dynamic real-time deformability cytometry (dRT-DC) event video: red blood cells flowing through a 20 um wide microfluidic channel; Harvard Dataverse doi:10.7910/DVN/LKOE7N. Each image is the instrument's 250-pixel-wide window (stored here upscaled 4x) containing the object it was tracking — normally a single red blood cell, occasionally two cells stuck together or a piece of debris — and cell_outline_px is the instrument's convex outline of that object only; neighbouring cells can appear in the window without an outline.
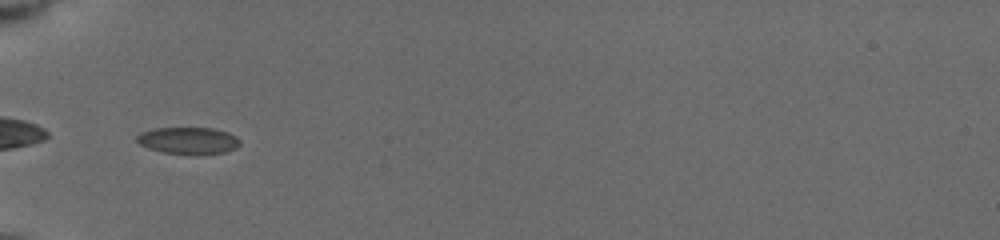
{"species": "common noctule bat (a hibernating species)", "species_latin": "Nyctalus noctula", "temperature_condition": "cold", "stored_images_in_passage": 29, "camera_frame_rate_fps": 3000, "um_per_image_px": 0.085, "animal": {"sex": "female", "body_mass_g": 19.5, "forearm_length_mm": 54.1}, "frame": {"image": 1, "passage_image": 1, "time_ms": 0.0, "image_size_px": [1000, 240], "cell_outline_px": [[240, 144], [236, 148], [224, 152], [164, 152], [148, 148], [140, 144], [136, 140], [136, 136], [144, 132], [156, 128], [212, 128], [228, 132], [236, 136], [240, 140]], "centroid_in_image_um": [16.02, 11.91], "position_along_channel_um": 69.0, "area_um2": 15.43}}
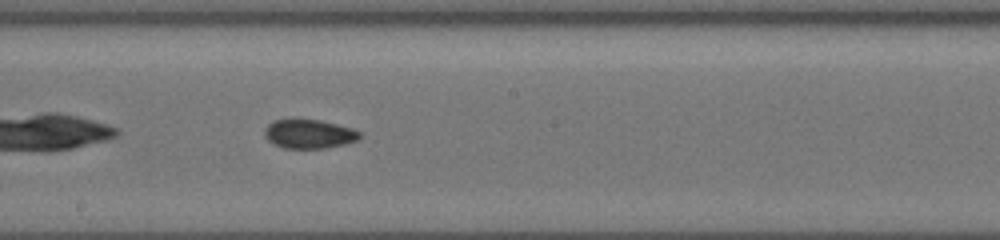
{"frame": {"image": 2, "passage_image": 16, "time_ms": 4.0, "image_size_px": [1000, 240], "cell_outline_px": [[360, 136], [356, 140], [344, 144], [324, 148], [284, 148], [268, 140], [264, 136], [264, 128], [272, 120], [288, 116], [296, 116], [320, 120], [352, 128], [360, 132]], "centroid_in_image_um": [26.18, 11.32], "position_along_channel_um": 222.0, "area_um2": 16.65}}
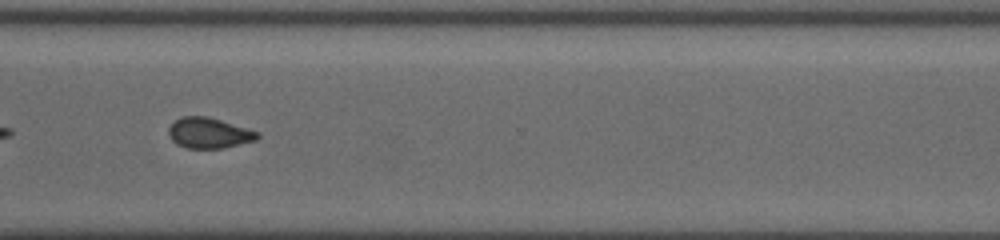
{"frame": {"image": 3, "passage_image": 28, "time_ms": 7.333, "image_size_px": [1000, 240], "cell_outline_px": [[260, 136], [256, 140], [224, 148], [188, 148], [176, 144], [172, 140], [168, 132], [168, 128], [176, 120], [184, 116], [208, 116], [260, 132]], "centroid_in_image_um": [17.78, 11.3], "position_along_channel_um": 352.8, "area_um2": 15.78}}